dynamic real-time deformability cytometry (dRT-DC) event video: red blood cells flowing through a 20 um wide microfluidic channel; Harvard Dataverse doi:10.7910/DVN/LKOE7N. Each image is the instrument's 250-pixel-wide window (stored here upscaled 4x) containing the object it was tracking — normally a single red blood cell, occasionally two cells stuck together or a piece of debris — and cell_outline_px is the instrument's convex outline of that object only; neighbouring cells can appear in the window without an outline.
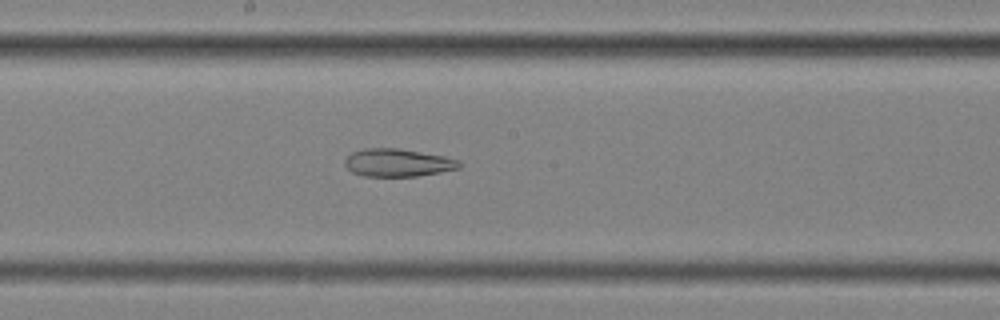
{"species": "common noctule bat (a hibernating species)", "species_latin": "Nyctalus noctula", "temperature_condition": "cold", "stored_images_in_passage": 39, "camera_frame_rate_fps": 3000, "um_per_image_px": 0.085, "animal": {"sex": "female", "body_mass_g": 25.1}, "frame": {"image": 1, "passage_image": 13, "time_ms": 4.0, "image_size_px": [1000, 320], "cell_outline_px": [[460, 168], [440, 172], [416, 176], [364, 176], [352, 172], [344, 164], [344, 160], [352, 152], [364, 148], [400, 148], [444, 156], [460, 160]], "centroid_in_image_um": [33.81, 13.82], "position_along_channel_um": 214.4, "area_um2": 18.55}}
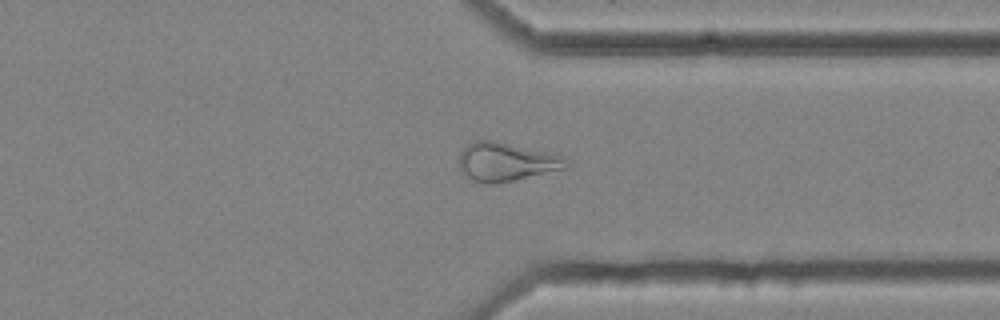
{"frame": {"image": 2, "passage_image": 26, "time_ms": 8.333, "image_size_px": [1000, 320], "cell_outline_px": [[568, 168], [512, 180], [492, 184], [488, 184], [472, 180], [460, 172], [460, 152], [468, 144], [476, 140], [496, 140], [556, 152], [564, 156], [568, 160]], "centroid_in_image_um": [43.08, 13.72], "position_along_channel_um": 368.3, "area_um2": 24.57}, "authors_computed_cell_mechanics": {"area_um2": 23.0044, "velocity_mm_per_s": 3.5441, "shape_relaxation_time_tau1_ms": null, "shape_relaxation_time_tau2_ms": 4.265, "deformation_change_tau1": null, "deformation_change_tau2": 0.1362}}